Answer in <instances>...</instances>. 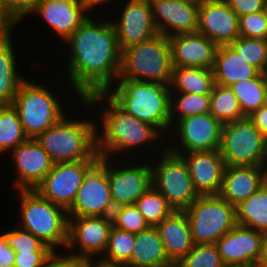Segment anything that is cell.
Masks as SVG:
<instances>
[{"label": "cell", "instance_id": "obj_1", "mask_svg": "<svg viewBox=\"0 0 267 267\" xmlns=\"http://www.w3.org/2000/svg\"><path fill=\"white\" fill-rule=\"evenodd\" d=\"M97 14L88 16L64 42L65 47H69L65 49L67 54L62 53L65 58L61 56L62 62L65 59L63 69L66 71L57 74L63 81L67 78L66 90L80 99L106 92L119 77L121 51L115 28L109 16L100 19V13Z\"/></svg>", "mask_w": 267, "mask_h": 267}, {"label": "cell", "instance_id": "obj_2", "mask_svg": "<svg viewBox=\"0 0 267 267\" xmlns=\"http://www.w3.org/2000/svg\"><path fill=\"white\" fill-rule=\"evenodd\" d=\"M83 100L91 110H96V147L100 157L151 159L166 148V137L155 126L126 113L105 92L88 95Z\"/></svg>", "mask_w": 267, "mask_h": 267}, {"label": "cell", "instance_id": "obj_3", "mask_svg": "<svg viewBox=\"0 0 267 267\" xmlns=\"http://www.w3.org/2000/svg\"><path fill=\"white\" fill-rule=\"evenodd\" d=\"M79 102V107L75 103V108L73 105L72 111L69 110V113L62 117L56 124L35 138L48 153L54 164L100 159L96 147L94 112L91 111L83 99H80ZM78 108L81 111L84 109V114L81 111H75ZM70 112L73 113L71 114Z\"/></svg>", "mask_w": 267, "mask_h": 267}, {"label": "cell", "instance_id": "obj_4", "mask_svg": "<svg viewBox=\"0 0 267 267\" xmlns=\"http://www.w3.org/2000/svg\"><path fill=\"white\" fill-rule=\"evenodd\" d=\"M35 80L37 79L33 81L30 79L29 81L27 78L20 85L11 104L19 115L25 134L31 139H35L40 133H43L64 117L69 112V103L72 108V102L74 104L80 101V98L77 95H72L75 94L72 92L69 94L66 91L68 96L63 93L66 98L62 97L60 89L58 87L55 89L54 83L53 86H49L47 82L40 83L38 80L35 83ZM56 92L60 93L57 94ZM67 97L71 100H68ZM75 98L77 99L75 100Z\"/></svg>", "mask_w": 267, "mask_h": 267}, {"label": "cell", "instance_id": "obj_5", "mask_svg": "<svg viewBox=\"0 0 267 267\" xmlns=\"http://www.w3.org/2000/svg\"><path fill=\"white\" fill-rule=\"evenodd\" d=\"M105 93L126 113L155 126L167 137L170 131L169 85L117 80Z\"/></svg>", "mask_w": 267, "mask_h": 267}, {"label": "cell", "instance_id": "obj_6", "mask_svg": "<svg viewBox=\"0 0 267 267\" xmlns=\"http://www.w3.org/2000/svg\"><path fill=\"white\" fill-rule=\"evenodd\" d=\"M19 210L18 227L31 232L53 251H65L68 242L67 211L35 189L14 190Z\"/></svg>", "mask_w": 267, "mask_h": 267}, {"label": "cell", "instance_id": "obj_7", "mask_svg": "<svg viewBox=\"0 0 267 267\" xmlns=\"http://www.w3.org/2000/svg\"><path fill=\"white\" fill-rule=\"evenodd\" d=\"M173 68L169 38L159 33L121 52L118 80L170 85Z\"/></svg>", "mask_w": 267, "mask_h": 267}, {"label": "cell", "instance_id": "obj_8", "mask_svg": "<svg viewBox=\"0 0 267 267\" xmlns=\"http://www.w3.org/2000/svg\"><path fill=\"white\" fill-rule=\"evenodd\" d=\"M154 158V159H153ZM152 186L177 211H184L199 196L184 159L165 148L150 159Z\"/></svg>", "mask_w": 267, "mask_h": 267}, {"label": "cell", "instance_id": "obj_9", "mask_svg": "<svg viewBox=\"0 0 267 267\" xmlns=\"http://www.w3.org/2000/svg\"><path fill=\"white\" fill-rule=\"evenodd\" d=\"M184 211L195 244H216L237 225L236 207L220 195H199Z\"/></svg>", "mask_w": 267, "mask_h": 267}, {"label": "cell", "instance_id": "obj_10", "mask_svg": "<svg viewBox=\"0 0 267 267\" xmlns=\"http://www.w3.org/2000/svg\"><path fill=\"white\" fill-rule=\"evenodd\" d=\"M219 152L227 166H267V140L247 117L222 125Z\"/></svg>", "mask_w": 267, "mask_h": 267}, {"label": "cell", "instance_id": "obj_11", "mask_svg": "<svg viewBox=\"0 0 267 267\" xmlns=\"http://www.w3.org/2000/svg\"><path fill=\"white\" fill-rule=\"evenodd\" d=\"M221 130L222 124L211 113L187 116L171 127L166 148L173 153L219 150Z\"/></svg>", "mask_w": 267, "mask_h": 267}, {"label": "cell", "instance_id": "obj_12", "mask_svg": "<svg viewBox=\"0 0 267 267\" xmlns=\"http://www.w3.org/2000/svg\"><path fill=\"white\" fill-rule=\"evenodd\" d=\"M118 160L120 159L107 157L108 181L115 208L135 204L136 200L152 186L150 159L137 161L124 158L120 162Z\"/></svg>", "mask_w": 267, "mask_h": 267}, {"label": "cell", "instance_id": "obj_13", "mask_svg": "<svg viewBox=\"0 0 267 267\" xmlns=\"http://www.w3.org/2000/svg\"><path fill=\"white\" fill-rule=\"evenodd\" d=\"M114 208L107 174V157H100L85 175L67 215L111 217Z\"/></svg>", "mask_w": 267, "mask_h": 267}, {"label": "cell", "instance_id": "obj_14", "mask_svg": "<svg viewBox=\"0 0 267 267\" xmlns=\"http://www.w3.org/2000/svg\"><path fill=\"white\" fill-rule=\"evenodd\" d=\"M120 3L121 1L119 5H115V9L112 8V11L120 12L112 14L111 11L109 16L121 52L159 34L153 21L149 0H127L123 4Z\"/></svg>", "mask_w": 267, "mask_h": 267}, {"label": "cell", "instance_id": "obj_15", "mask_svg": "<svg viewBox=\"0 0 267 267\" xmlns=\"http://www.w3.org/2000/svg\"><path fill=\"white\" fill-rule=\"evenodd\" d=\"M111 217L68 216V242L65 251L83 258H101L106 251Z\"/></svg>", "mask_w": 267, "mask_h": 267}, {"label": "cell", "instance_id": "obj_16", "mask_svg": "<svg viewBox=\"0 0 267 267\" xmlns=\"http://www.w3.org/2000/svg\"><path fill=\"white\" fill-rule=\"evenodd\" d=\"M98 161L55 163L35 190L67 211L72 206L85 175Z\"/></svg>", "mask_w": 267, "mask_h": 267}, {"label": "cell", "instance_id": "obj_17", "mask_svg": "<svg viewBox=\"0 0 267 267\" xmlns=\"http://www.w3.org/2000/svg\"><path fill=\"white\" fill-rule=\"evenodd\" d=\"M216 246L225 265L255 267L266 257V235L238 224Z\"/></svg>", "mask_w": 267, "mask_h": 267}, {"label": "cell", "instance_id": "obj_18", "mask_svg": "<svg viewBox=\"0 0 267 267\" xmlns=\"http://www.w3.org/2000/svg\"><path fill=\"white\" fill-rule=\"evenodd\" d=\"M8 155L12 163L9 165H13L15 169V179L11 178L13 190L35 189L54 164L37 140L31 138L19 144Z\"/></svg>", "mask_w": 267, "mask_h": 267}, {"label": "cell", "instance_id": "obj_19", "mask_svg": "<svg viewBox=\"0 0 267 267\" xmlns=\"http://www.w3.org/2000/svg\"><path fill=\"white\" fill-rule=\"evenodd\" d=\"M198 33L219 45H229L239 35V16L226 0H203L199 5Z\"/></svg>", "mask_w": 267, "mask_h": 267}, {"label": "cell", "instance_id": "obj_20", "mask_svg": "<svg viewBox=\"0 0 267 267\" xmlns=\"http://www.w3.org/2000/svg\"><path fill=\"white\" fill-rule=\"evenodd\" d=\"M149 3L158 33L170 37L197 31L199 3L185 0H149Z\"/></svg>", "mask_w": 267, "mask_h": 267}, {"label": "cell", "instance_id": "obj_21", "mask_svg": "<svg viewBox=\"0 0 267 267\" xmlns=\"http://www.w3.org/2000/svg\"><path fill=\"white\" fill-rule=\"evenodd\" d=\"M38 16V21L45 22V28L58 37L60 46L89 16L78 0H40L30 13ZM44 20V21H42ZM48 25V26H47Z\"/></svg>", "mask_w": 267, "mask_h": 267}, {"label": "cell", "instance_id": "obj_22", "mask_svg": "<svg viewBox=\"0 0 267 267\" xmlns=\"http://www.w3.org/2000/svg\"><path fill=\"white\" fill-rule=\"evenodd\" d=\"M176 154L184 159L198 195H219L226 167L219 150Z\"/></svg>", "mask_w": 267, "mask_h": 267}, {"label": "cell", "instance_id": "obj_23", "mask_svg": "<svg viewBox=\"0 0 267 267\" xmlns=\"http://www.w3.org/2000/svg\"><path fill=\"white\" fill-rule=\"evenodd\" d=\"M168 38L173 67L213 68L218 49L215 42L198 32Z\"/></svg>", "mask_w": 267, "mask_h": 267}, {"label": "cell", "instance_id": "obj_24", "mask_svg": "<svg viewBox=\"0 0 267 267\" xmlns=\"http://www.w3.org/2000/svg\"><path fill=\"white\" fill-rule=\"evenodd\" d=\"M267 182V166H227L219 195L236 207Z\"/></svg>", "mask_w": 267, "mask_h": 267}, {"label": "cell", "instance_id": "obj_25", "mask_svg": "<svg viewBox=\"0 0 267 267\" xmlns=\"http://www.w3.org/2000/svg\"><path fill=\"white\" fill-rule=\"evenodd\" d=\"M155 227L166 256L173 265L178 264L195 245L185 211L174 210Z\"/></svg>", "mask_w": 267, "mask_h": 267}, {"label": "cell", "instance_id": "obj_26", "mask_svg": "<svg viewBox=\"0 0 267 267\" xmlns=\"http://www.w3.org/2000/svg\"><path fill=\"white\" fill-rule=\"evenodd\" d=\"M215 84L230 87L238 81L255 78L260 72L238 56L229 45H219L212 68Z\"/></svg>", "mask_w": 267, "mask_h": 267}, {"label": "cell", "instance_id": "obj_27", "mask_svg": "<svg viewBox=\"0 0 267 267\" xmlns=\"http://www.w3.org/2000/svg\"><path fill=\"white\" fill-rule=\"evenodd\" d=\"M126 267L174 266L166 256L163 242L155 226L135 234L134 250Z\"/></svg>", "mask_w": 267, "mask_h": 267}, {"label": "cell", "instance_id": "obj_28", "mask_svg": "<svg viewBox=\"0 0 267 267\" xmlns=\"http://www.w3.org/2000/svg\"><path fill=\"white\" fill-rule=\"evenodd\" d=\"M13 39L0 47V105L12 104L20 85L28 78L20 69L22 63L18 61L20 56Z\"/></svg>", "mask_w": 267, "mask_h": 267}, {"label": "cell", "instance_id": "obj_29", "mask_svg": "<svg viewBox=\"0 0 267 267\" xmlns=\"http://www.w3.org/2000/svg\"><path fill=\"white\" fill-rule=\"evenodd\" d=\"M215 85L212 69L199 67H174L170 93L210 95Z\"/></svg>", "mask_w": 267, "mask_h": 267}, {"label": "cell", "instance_id": "obj_30", "mask_svg": "<svg viewBox=\"0 0 267 267\" xmlns=\"http://www.w3.org/2000/svg\"><path fill=\"white\" fill-rule=\"evenodd\" d=\"M236 222L267 235V182L236 206Z\"/></svg>", "mask_w": 267, "mask_h": 267}, {"label": "cell", "instance_id": "obj_31", "mask_svg": "<svg viewBox=\"0 0 267 267\" xmlns=\"http://www.w3.org/2000/svg\"><path fill=\"white\" fill-rule=\"evenodd\" d=\"M238 99L242 114L247 117L267 103L266 74L259 73L255 78L238 81L231 85Z\"/></svg>", "mask_w": 267, "mask_h": 267}, {"label": "cell", "instance_id": "obj_32", "mask_svg": "<svg viewBox=\"0 0 267 267\" xmlns=\"http://www.w3.org/2000/svg\"><path fill=\"white\" fill-rule=\"evenodd\" d=\"M28 139L16 109L11 104L0 105V156L6 157Z\"/></svg>", "mask_w": 267, "mask_h": 267}, {"label": "cell", "instance_id": "obj_33", "mask_svg": "<svg viewBox=\"0 0 267 267\" xmlns=\"http://www.w3.org/2000/svg\"><path fill=\"white\" fill-rule=\"evenodd\" d=\"M210 113L222 125L245 117L233 90L218 84L214 85L210 94Z\"/></svg>", "mask_w": 267, "mask_h": 267}, {"label": "cell", "instance_id": "obj_34", "mask_svg": "<svg viewBox=\"0 0 267 267\" xmlns=\"http://www.w3.org/2000/svg\"><path fill=\"white\" fill-rule=\"evenodd\" d=\"M210 113V95L170 93V129L180 119Z\"/></svg>", "mask_w": 267, "mask_h": 267}, {"label": "cell", "instance_id": "obj_35", "mask_svg": "<svg viewBox=\"0 0 267 267\" xmlns=\"http://www.w3.org/2000/svg\"><path fill=\"white\" fill-rule=\"evenodd\" d=\"M134 205L150 226H156L174 211L165 197L153 186L143 193Z\"/></svg>", "mask_w": 267, "mask_h": 267}, {"label": "cell", "instance_id": "obj_36", "mask_svg": "<svg viewBox=\"0 0 267 267\" xmlns=\"http://www.w3.org/2000/svg\"><path fill=\"white\" fill-rule=\"evenodd\" d=\"M229 46L246 63L255 67L260 73L267 74V40L239 36Z\"/></svg>", "mask_w": 267, "mask_h": 267}, {"label": "cell", "instance_id": "obj_37", "mask_svg": "<svg viewBox=\"0 0 267 267\" xmlns=\"http://www.w3.org/2000/svg\"><path fill=\"white\" fill-rule=\"evenodd\" d=\"M135 234L111 227L108 245L102 259L126 265L132 257Z\"/></svg>", "mask_w": 267, "mask_h": 267}, {"label": "cell", "instance_id": "obj_38", "mask_svg": "<svg viewBox=\"0 0 267 267\" xmlns=\"http://www.w3.org/2000/svg\"><path fill=\"white\" fill-rule=\"evenodd\" d=\"M216 244H195L176 267H223Z\"/></svg>", "mask_w": 267, "mask_h": 267}, {"label": "cell", "instance_id": "obj_39", "mask_svg": "<svg viewBox=\"0 0 267 267\" xmlns=\"http://www.w3.org/2000/svg\"><path fill=\"white\" fill-rule=\"evenodd\" d=\"M111 218L113 227L134 234L150 227L134 204L114 208Z\"/></svg>", "mask_w": 267, "mask_h": 267}, {"label": "cell", "instance_id": "obj_40", "mask_svg": "<svg viewBox=\"0 0 267 267\" xmlns=\"http://www.w3.org/2000/svg\"><path fill=\"white\" fill-rule=\"evenodd\" d=\"M16 228L12 230L4 229L6 244L10 246L14 252L53 251L31 232L19 227Z\"/></svg>", "mask_w": 267, "mask_h": 267}, {"label": "cell", "instance_id": "obj_41", "mask_svg": "<svg viewBox=\"0 0 267 267\" xmlns=\"http://www.w3.org/2000/svg\"><path fill=\"white\" fill-rule=\"evenodd\" d=\"M239 35L267 40V15L265 10L239 17Z\"/></svg>", "mask_w": 267, "mask_h": 267}, {"label": "cell", "instance_id": "obj_42", "mask_svg": "<svg viewBox=\"0 0 267 267\" xmlns=\"http://www.w3.org/2000/svg\"><path fill=\"white\" fill-rule=\"evenodd\" d=\"M40 0H0V11L12 17L19 25L29 18Z\"/></svg>", "mask_w": 267, "mask_h": 267}, {"label": "cell", "instance_id": "obj_43", "mask_svg": "<svg viewBox=\"0 0 267 267\" xmlns=\"http://www.w3.org/2000/svg\"><path fill=\"white\" fill-rule=\"evenodd\" d=\"M45 267H91V258L74 256L66 251H54L47 259Z\"/></svg>", "mask_w": 267, "mask_h": 267}, {"label": "cell", "instance_id": "obj_44", "mask_svg": "<svg viewBox=\"0 0 267 267\" xmlns=\"http://www.w3.org/2000/svg\"><path fill=\"white\" fill-rule=\"evenodd\" d=\"M54 251L15 252L14 267H45Z\"/></svg>", "mask_w": 267, "mask_h": 267}, {"label": "cell", "instance_id": "obj_45", "mask_svg": "<svg viewBox=\"0 0 267 267\" xmlns=\"http://www.w3.org/2000/svg\"><path fill=\"white\" fill-rule=\"evenodd\" d=\"M230 8L239 16L264 10L266 0H226Z\"/></svg>", "mask_w": 267, "mask_h": 267}, {"label": "cell", "instance_id": "obj_46", "mask_svg": "<svg viewBox=\"0 0 267 267\" xmlns=\"http://www.w3.org/2000/svg\"><path fill=\"white\" fill-rule=\"evenodd\" d=\"M17 26L19 29V24L12 17L0 11V47L15 36Z\"/></svg>", "mask_w": 267, "mask_h": 267}, {"label": "cell", "instance_id": "obj_47", "mask_svg": "<svg viewBox=\"0 0 267 267\" xmlns=\"http://www.w3.org/2000/svg\"><path fill=\"white\" fill-rule=\"evenodd\" d=\"M247 118L267 140V103L252 112Z\"/></svg>", "mask_w": 267, "mask_h": 267}, {"label": "cell", "instance_id": "obj_48", "mask_svg": "<svg viewBox=\"0 0 267 267\" xmlns=\"http://www.w3.org/2000/svg\"><path fill=\"white\" fill-rule=\"evenodd\" d=\"M0 233V267H14L15 252L6 244L4 231Z\"/></svg>", "mask_w": 267, "mask_h": 267}, {"label": "cell", "instance_id": "obj_49", "mask_svg": "<svg viewBox=\"0 0 267 267\" xmlns=\"http://www.w3.org/2000/svg\"><path fill=\"white\" fill-rule=\"evenodd\" d=\"M82 5H83V8L85 10V12L89 15V16H97V14H92L94 12H97L96 10L107 6L108 5V10L106 8V12L108 13H105L103 10L100 12L102 13L104 16L108 15L109 16V4H111L113 2V4L115 3H118V0H114L116 2H114L113 0H78ZM122 1V0H121ZM111 2V3H110ZM109 3V4H108ZM105 4V5H104ZM104 5V6H103ZM95 9V10H94ZM94 11V12H93ZM91 12V13H90Z\"/></svg>", "mask_w": 267, "mask_h": 267}, {"label": "cell", "instance_id": "obj_50", "mask_svg": "<svg viewBox=\"0 0 267 267\" xmlns=\"http://www.w3.org/2000/svg\"><path fill=\"white\" fill-rule=\"evenodd\" d=\"M91 267H126L121 263L109 262L102 258H91Z\"/></svg>", "mask_w": 267, "mask_h": 267}, {"label": "cell", "instance_id": "obj_51", "mask_svg": "<svg viewBox=\"0 0 267 267\" xmlns=\"http://www.w3.org/2000/svg\"><path fill=\"white\" fill-rule=\"evenodd\" d=\"M255 267H267V258L262 259Z\"/></svg>", "mask_w": 267, "mask_h": 267}, {"label": "cell", "instance_id": "obj_52", "mask_svg": "<svg viewBox=\"0 0 267 267\" xmlns=\"http://www.w3.org/2000/svg\"><path fill=\"white\" fill-rule=\"evenodd\" d=\"M223 267H245L241 265H224Z\"/></svg>", "mask_w": 267, "mask_h": 267}, {"label": "cell", "instance_id": "obj_53", "mask_svg": "<svg viewBox=\"0 0 267 267\" xmlns=\"http://www.w3.org/2000/svg\"><path fill=\"white\" fill-rule=\"evenodd\" d=\"M185 1H190V2H194V3H201L203 0H185Z\"/></svg>", "mask_w": 267, "mask_h": 267}, {"label": "cell", "instance_id": "obj_54", "mask_svg": "<svg viewBox=\"0 0 267 267\" xmlns=\"http://www.w3.org/2000/svg\"><path fill=\"white\" fill-rule=\"evenodd\" d=\"M265 12H266V15H267V0L265 2V8H264Z\"/></svg>", "mask_w": 267, "mask_h": 267}, {"label": "cell", "instance_id": "obj_55", "mask_svg": "<svg viewBox=\"0 0 267 267\" xmlns=\"http://www.w3.org/2000/svg\"><path fill=\"white\" fill-rule=\"evenodd\" d=\"M266 258H267V235H266Z\"/></svg>", "mask_w": 267, "mask_h": 267}]
</instances>
